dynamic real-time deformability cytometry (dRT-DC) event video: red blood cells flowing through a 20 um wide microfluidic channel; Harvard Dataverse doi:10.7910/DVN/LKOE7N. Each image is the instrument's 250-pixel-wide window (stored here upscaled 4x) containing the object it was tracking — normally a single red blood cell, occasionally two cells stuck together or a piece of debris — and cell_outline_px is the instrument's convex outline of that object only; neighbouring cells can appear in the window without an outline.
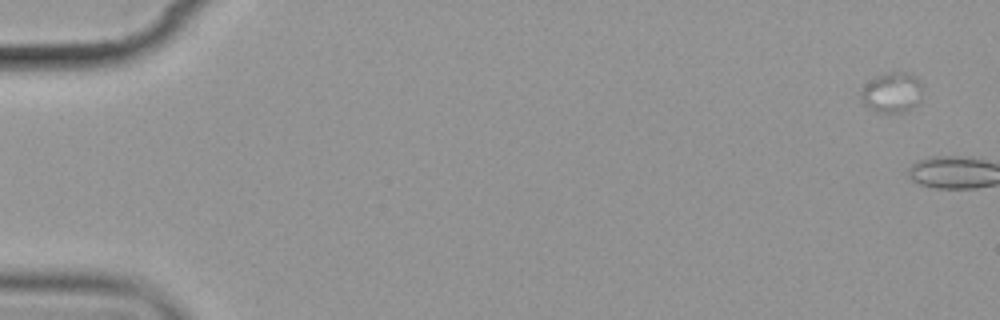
{"species": "common noctule bat (a hibernating species)", "species_latin": "Nyctalus noctula", "temperature_condition": "cold", "stored_images_in_passage": 14, "camera_frame_rate_fps": 3000, "um_per_image_px": 0.085, "animal": {"sex": "female", "body_mass_g": 19.9}, "frame": {"image": 1, "passage_image": 1, "time_ms": 0.0, "image_size_px": [1000, 320], "cell_outline_px": [[920, 100], [912, 108], [900, 112], [876, 112], [864, 104], [860, 100], [860, 88], [876, 76], [888, 72], [908, 72], [916, 76], [920, 84]], "centroid_in_image_um": [75.77, 7.85], "position_along_channel_um": 9.2, "area_um2": 14.39}}
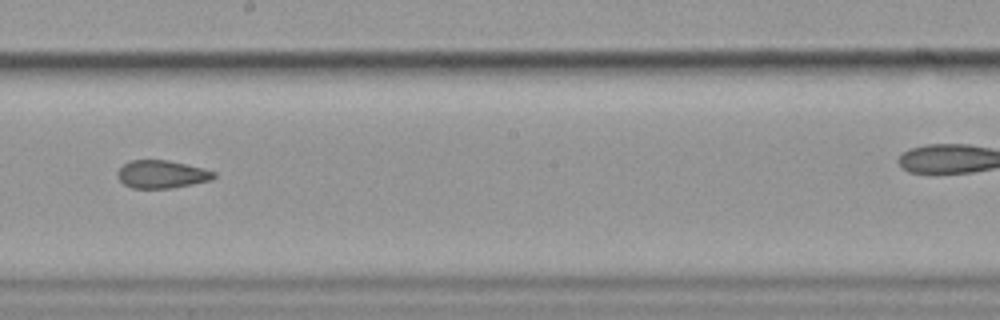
{"frame": {"image": 2, "passage_image": 10, "time_ms": 11.333, "image_size_px": [1000, 320], "cell_outline_px": [[216, 176], [212, 180], [172, 188], [132, 188], [124, 184], [116, 176], [116, 172], [124, 164], [132, 160], [168, 160], [204, 168], [216, 172]], "centroid_in_image_um": [13.76, 14.81], "position_along_channel_um": 234.4, "area_um2": 15.72}}
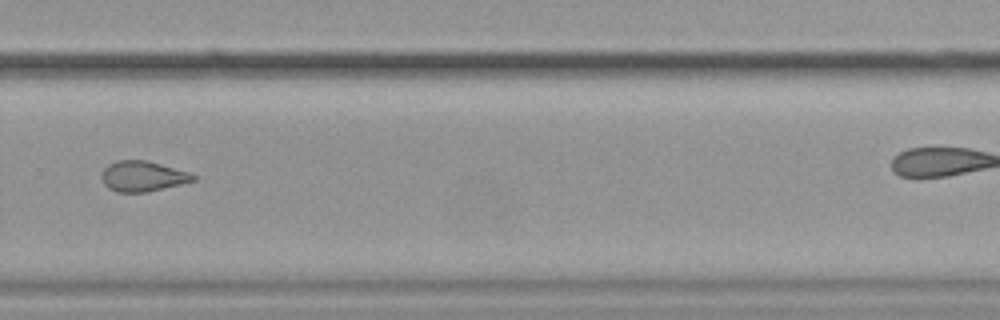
{"frame": {"image": 3, "passage_image": 12, "time_ms": 13.667, "image_size_px": [1000, 320], "cell_outline_px": [[196, 180], [180, 184], [144, 192], [116, 192], [108, 188], [104, 184], [104, 168], [108, 164], [116, 160], [144, 160], [192, 172], [196, 176]], "centroid_in_image_um": [12.16, 14.97], "position_along_channel_um": 317.6, "area_um2": 16.01}}